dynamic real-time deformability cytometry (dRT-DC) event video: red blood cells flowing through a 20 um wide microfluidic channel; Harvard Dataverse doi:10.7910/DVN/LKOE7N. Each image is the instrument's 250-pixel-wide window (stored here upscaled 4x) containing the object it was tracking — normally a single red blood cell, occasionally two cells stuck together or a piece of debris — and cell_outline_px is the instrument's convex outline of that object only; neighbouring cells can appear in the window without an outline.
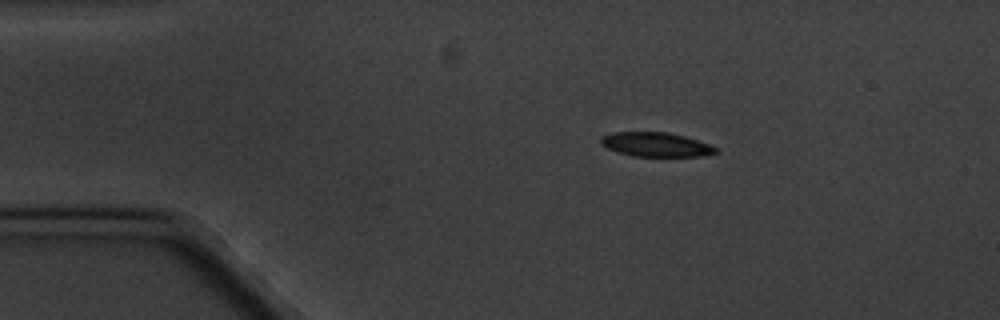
{"species": "common noctule bat (a hibernating species)", "species_latin": "Nyctalus noctula", "temperature_condition": "cold", "stored_images_in_passage": 5, "camera_frame_rate_fps": 3000, "um_per_image_px": 0.085, "animal": {"sex": "male", "body_mass_g": 20.1, "forearm_length_mm": 53.5}, "frame": {"image": 1, "passage_image": 2, "time_ms": 1.333, "image_size_px": [1000, 320], "cell_outline_px": [[720, 152], [700, 156], [632, 156], [608, 148], [600, 144], [600, 136], [612, 132], [668, 132], [684, 136], [720, 148]], "centroid_in_image_um": [55.76, 12.28], "position_along_channel_um": 29.2, "area_um2": 16.24}}
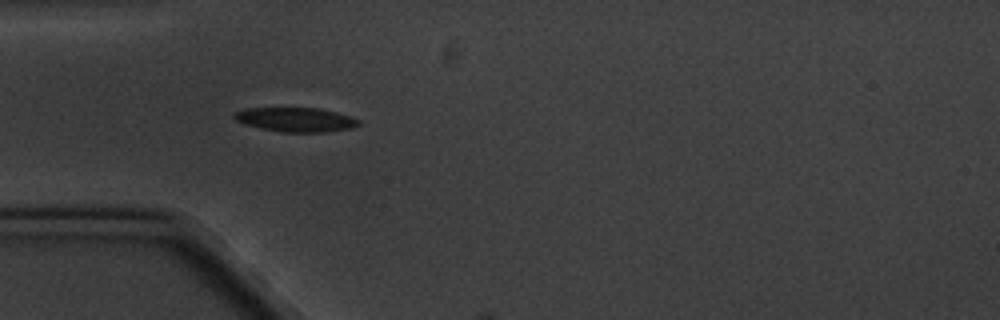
{"frame": {"image": 2, "passage_image": 4, "time_ms": 3.667, "image_size_px": [1000, 320], "cell_outline_px": [[360, 124], [352, 128], [328, 132], [280, 132], [244, 124], [236, 120], [232, 116], [236, 112], [248, 108], [320, 108], [336, 112], [360, 120]], "centroid_in_image_um": [25.16, 10.17], "position_along_channel_um": 59.8, "area_um2": 17.51}}